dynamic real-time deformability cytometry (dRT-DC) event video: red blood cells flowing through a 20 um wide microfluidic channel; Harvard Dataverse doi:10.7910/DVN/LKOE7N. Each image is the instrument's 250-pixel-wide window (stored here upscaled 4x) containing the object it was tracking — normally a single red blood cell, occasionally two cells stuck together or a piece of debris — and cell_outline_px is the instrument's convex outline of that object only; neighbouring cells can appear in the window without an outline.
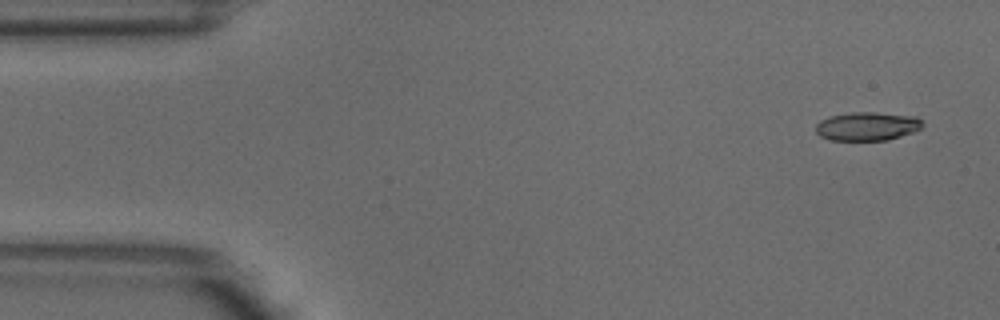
{"species": "common noctule bat (a hibernating species)", "species_latin": "Nyctalus noctula", "temperature_condition": "warm", "stored_images_in_passage": 4, "camera_frame_rate_fps": 3000, "um_per_image_px": 0.085, "animal": {"sex": "male", "body_mass_g": 18.8}, "frame": {"image": 1, "passage_image": 1, "time_ms": 0.0, "image_size_px": [1000, 320], "cell_outline_px": [[924, 124], [920, 128], [912, 132], [888, 140], [828, 140], [820, 136], [816, 132], [816, 124], [820, 120], [828, 116], [852, 112], [876, 112], [916, 116]], "centroid_in_image_um": [73.68, 10.73], "position_along_channel_um": 11.3, "area_um2": 17.86}}
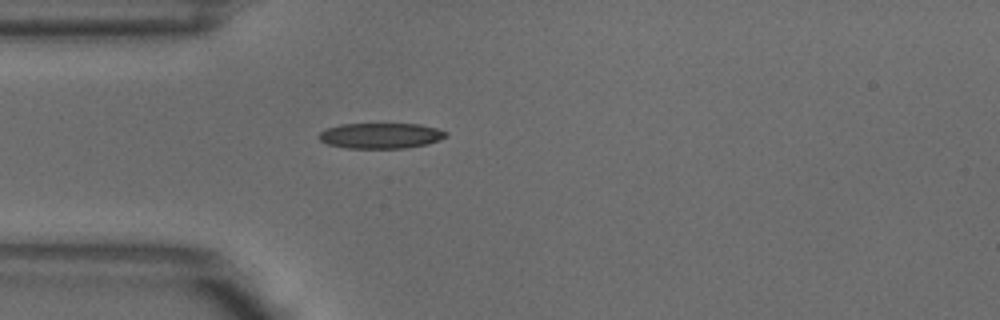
{"frame": {"image": 2, "passage_image": 4, "time_ms": 1.0, "image_size_px": [1000, 320], "cell_outline_px": [[448, 136], [440, 140], [428, 144], [404, 148], [348, 148], [328, 144], [320, 140], [316, 136], [320, 132], [328, 128], [340, 124], [420, 124], [436, 128], [448, 132]], "centroid_in_image_um": [32.38, 11.53], "position_along_channel_um": 52.6, "area_um2": 18.96}}